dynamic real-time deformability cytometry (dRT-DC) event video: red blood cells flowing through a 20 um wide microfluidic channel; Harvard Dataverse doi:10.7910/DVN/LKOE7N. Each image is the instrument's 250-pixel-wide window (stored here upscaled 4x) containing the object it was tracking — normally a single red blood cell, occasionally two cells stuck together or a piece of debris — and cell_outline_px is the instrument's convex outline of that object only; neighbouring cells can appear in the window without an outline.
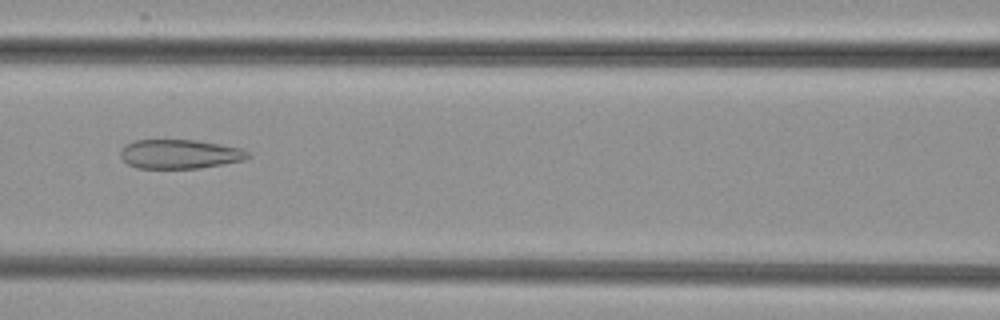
{"species": "common noctule bat (a hibernating species)", "species_latin": "Nyctalus noctula", "temperature_condition": "cold", "stored_images_in_passage": 4, "camera_frame_rate_fps": 3000, "um_per_image_px": 0.085, "animal": {"sex": "female", "body_mass_g": 29.2, "forearm_length_mm": 56.3}, "frame": {"image": 1, "passage_image": 4, "time_ms": 4.333, "image_size_px": [1000, 320], "cell_outline_px": [[252, 156], [244, 160], [224, 164], [200, 168], [136, 168], [128, 164], [120, 156], [120, 148], [124, 144], [136, 140], [196, 140], [220, 144], [240, 148], [252, 152]], "centroid_in_image_um": [15.29, 13.09], "position_along_channel_um": 151.3, "area_um2": 21.91}}